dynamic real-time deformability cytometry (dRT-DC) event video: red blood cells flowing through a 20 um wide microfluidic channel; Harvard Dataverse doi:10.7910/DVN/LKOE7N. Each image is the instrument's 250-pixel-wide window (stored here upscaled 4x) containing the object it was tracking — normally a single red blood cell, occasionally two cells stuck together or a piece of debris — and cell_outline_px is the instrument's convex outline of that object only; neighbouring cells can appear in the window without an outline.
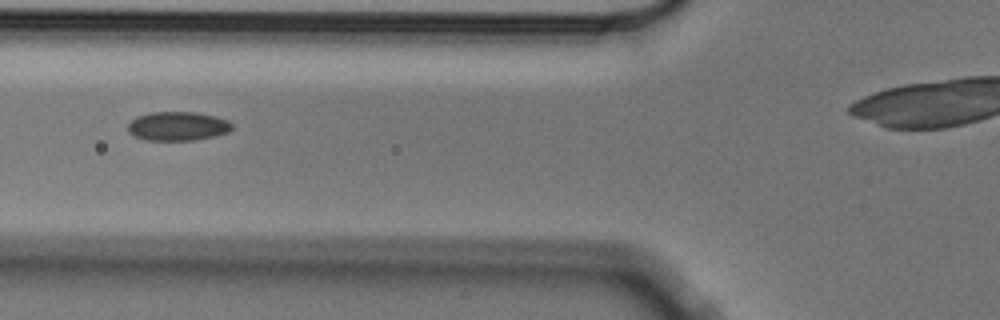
{"species": "Egyptian fruit bat (a non-hibernating species)", "species_latin": "Rousettus aegyptiacus", "temperature_condition": "cold", "stored_images_in_passage": 7, "camera_frame_rate_fps": 3000, "um_per_image_px": 0.085, "animal": {"sex": "male"}, "frame": {"image": 1, "passage_image": 3, "time_ms": 0.667, "image_size_px": [1000, 320], "cell_outline_px": [[232, 128], [228, 132], [216, 136], [196, 140], [144, 140], [132, 136], [128, 132], [128, 124], [136, 116], [152, 112], [192, 112], [216, 116], [228, 120], [232, 124]], "centroid_in_image_um": [15.09, 10.73], "position_along_channel_um": 110.7, "area_um2": 17.74}}
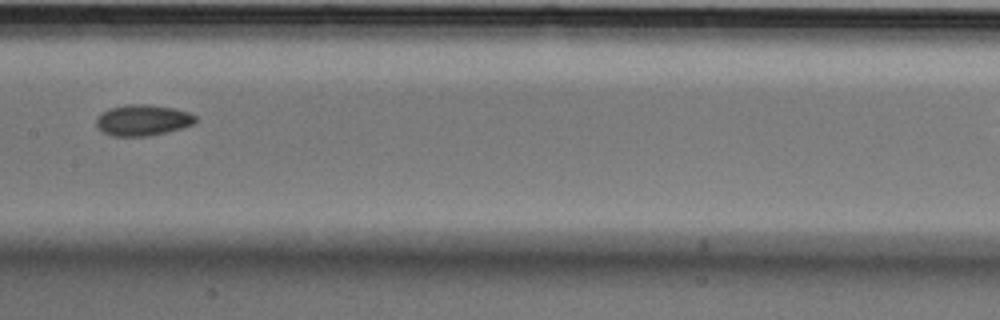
{"frame": {"image": 2, "passage_image": 5, "time_ms": 1.333, "image_size_px": [1000, 320], "cell_outline_px": [[196, 124], [148, 136], [112, 136], [96, 128], [96, 120], [100, 112], [108, 108], [128, 104], [148, 104], [172, 108], [188, 112], [196, 116]], "centroid_in_image_um": [12.09, 10.21], "position_along_channel_um": 195.3, "area_um2": 17.98}}
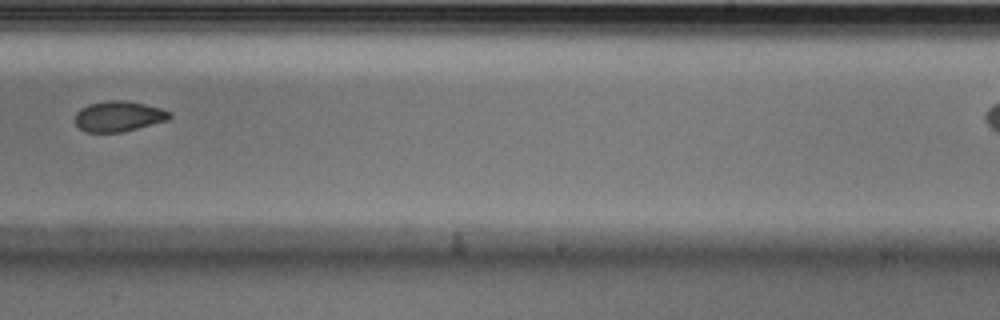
{"frame": {"image": 3, "passage_image": 7, "time_ms": 2.0, "image_size_px": [1000, 320], "cell_outline_px": [[172, 116], [168, 120], [124, 132], [84, 132], [76, 124], [76, 112], [80, 108], [88, 104], [108, 100], [124, 100], [144, 104], [160, 108], [172, 112]], "centroid_in_image_um": [10.09, 9.88], "position_along_channel_um": 278.9, "area_um2": 16.88}}